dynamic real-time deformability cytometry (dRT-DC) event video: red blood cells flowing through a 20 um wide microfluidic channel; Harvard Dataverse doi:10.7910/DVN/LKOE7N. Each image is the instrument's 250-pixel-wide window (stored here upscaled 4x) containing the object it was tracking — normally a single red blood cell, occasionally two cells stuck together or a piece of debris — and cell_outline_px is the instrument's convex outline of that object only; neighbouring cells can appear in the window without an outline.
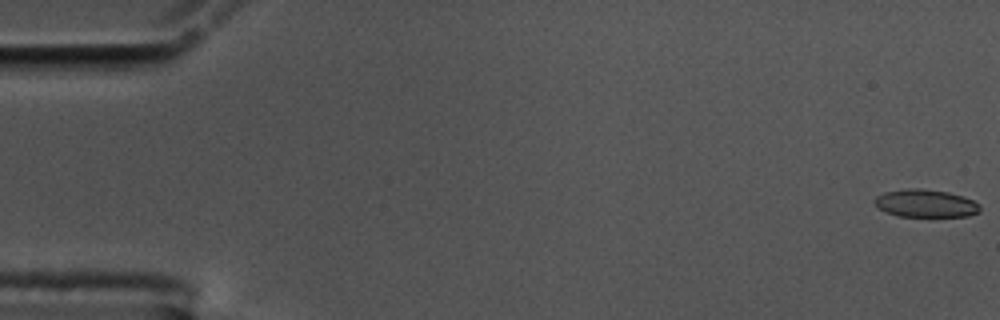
{"species": "common noctule bat (a hibernating species)", "species_latin": "Nyctalus noctula", "temperature_condition": "cold", "stored_images_in_passage": 29, "camera_frame_rate_fps": 3000, "um_per_image_px": 0.085, "animal": {"sex": "male", "body_mass_g": 17.5, "forearm_length_mm": 52.3}, "frame": {"image": 1, "passage_image": 1, "time_ms": 0.0, "image_size_px": [1000, 320], "cell_outline_px": [[980, 212], [968, 216], [900, 216], [888, 212], [880, 208], [872, 200], [876, 196], [884, 192], [908, 188], [920, 188], [948, 192], [964, 196], [980, 204]], "centroid_in_image_um": [78.7, 17.27], "position_along_channel_um": 6.3, "area_um2": 16.99}}
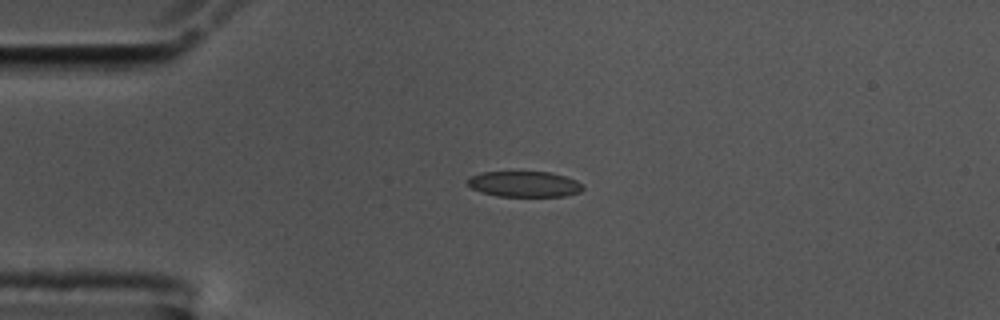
{"frame": {"image": 2, "passage_image": 14, "time_ms": 4.333, "image_size_px": [1000, 320], "cell_outline_px": [[584, 188], [580, 192], [564, 196], [496, 196], [480, 192], [464, 184], [468, 176], [480, 172], [552, 172], [576, 180], [584, 184]], "centroid_in_image_um": [44.52, 15.64], "position_along_channel_um": 40.5, "area_um2": 17.57}}
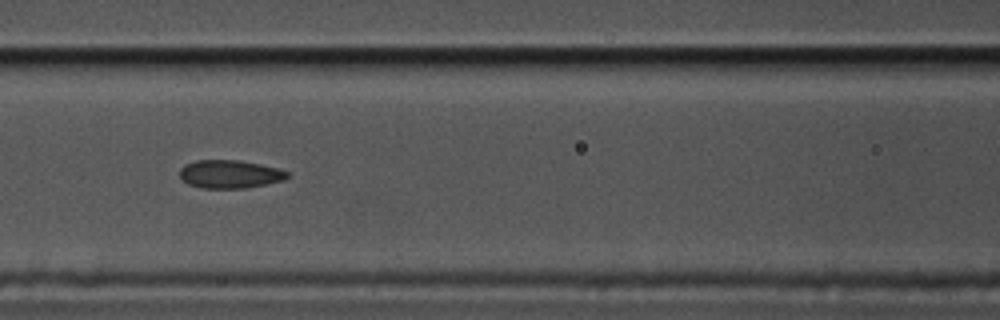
{"frame": {"image": 3, "passage_image": 25, "time_ms": 8.0, "image_size_px": [1000, 320], "cell_outline_px": [[292, 176], [284, 180], [244, 188], [200, 188], [188, 184], [180, 176], [180, 168], [184, 164], [196, 160], [240, 160], [260, 164], [276, 168], [288, 172]], "centroid_in_image_um": [19.53, 14.79], "position_along_channel_um": 147.1, "area_um2": 17.69}}